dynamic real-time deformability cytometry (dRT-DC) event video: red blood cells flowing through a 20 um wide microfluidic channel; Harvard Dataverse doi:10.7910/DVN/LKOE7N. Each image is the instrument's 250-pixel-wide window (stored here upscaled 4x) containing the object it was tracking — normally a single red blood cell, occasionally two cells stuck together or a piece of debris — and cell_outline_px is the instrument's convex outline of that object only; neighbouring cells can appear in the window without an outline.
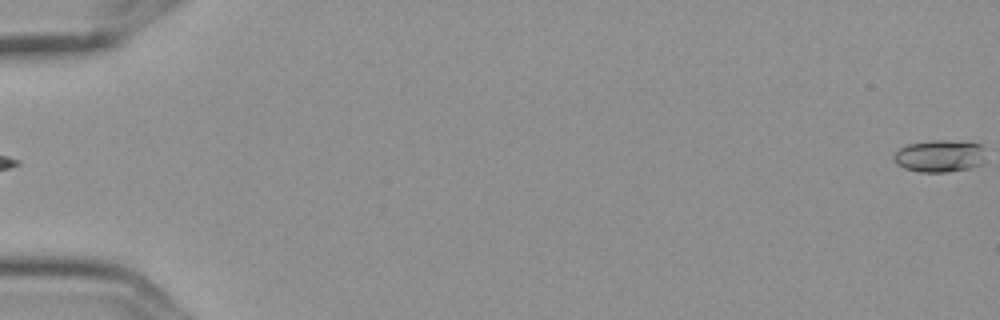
{"species": "Egyptian fruit bat (a non-hibernating species)", "species_latin": "Rousettus aegyptiacus", "temperature_condition": "cold", "stored_images_in_passage": 5, "segment_of_instrument_passage": [2, 2], "camera_frame_rate_fps": 3000, "um_per_image_px": 0.085, "frame": {"image": 1, "passage_image": 5, "time_ms": 1.333, "image_size_px": [1000, 320], "cell_outline_px": [[984, 164], [968, 168], [944, 172], [920, 172], [904, 168], [896, 164], [892, 156], [900, 148], [908, 144], [936, 140], [944, 140], [980, 144], [984, 160]], "centroid_in_image_um": [79.83, 13.27], "position_along_channel_um": 5.2, "area_um2": 16.99}}